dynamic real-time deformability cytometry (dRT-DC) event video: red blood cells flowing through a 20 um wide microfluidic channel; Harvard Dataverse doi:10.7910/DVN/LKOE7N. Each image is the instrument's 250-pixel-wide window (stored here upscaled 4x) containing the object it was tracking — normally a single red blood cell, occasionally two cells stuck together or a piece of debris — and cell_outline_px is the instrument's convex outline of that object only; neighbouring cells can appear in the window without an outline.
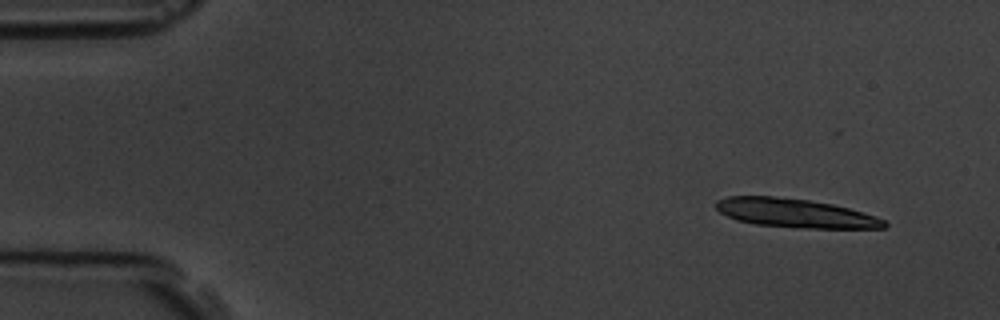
{"species": "common noctule bat (a hibernating species)", "species_latin": "Nyctalus noctula", "temperature_condition": "room temperature", "stored_images_in_passage": 10, "camera_frame_rate_fps": 3000, "um_per_image_px": 0.085, "animal": {"sex": "male", "body_mass_g": 19.5, "forearm_length_mm": 54.6}, "frame": {"image": 1, "passage_image": 1, "time_ms": 0.0, "image_size_px": [1000, 320], "cell_outline_px": [[888, 224], [884, 228], [796, 228], [756, 224], [736, 220], [720, 212], [716, 208], [716, 200], [728, 196], [776, 196], [808, 200], [832, 204], [848, 208], [876, 216], [884, 220]], "centroid_in_image_um": [67.58, 18.12], "position_along_channel_um": 17.4, "area_um2": 28.26}}
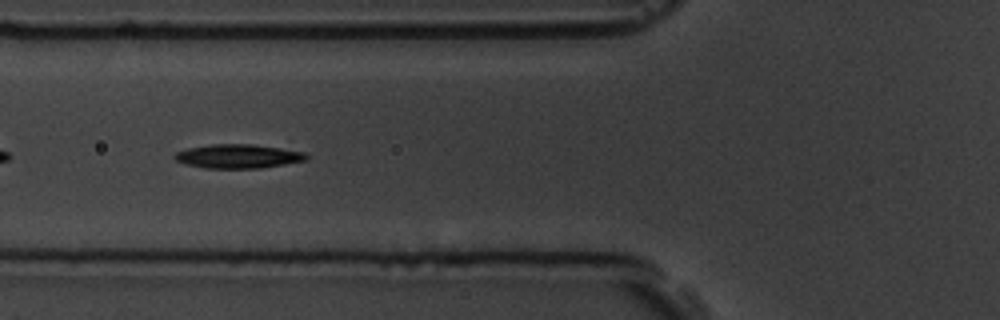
{"frame": {"image": 2, "passage_image": 6, "time_ms": 5.667, "image_size_px": [1000, 320], "cell_outline_px": [[308, 160], [260, 168], [204, 168], [184, 164], [176, 160], [172, 156], [176, 152], [188, 148], [212, 144], [252, 144], [280, 148], [304, 152], [308, 156]], "centroid_in_image_um": [20.22, 13.28], "position_along_channel_um": 105.6, "area_um2": 18.38}}
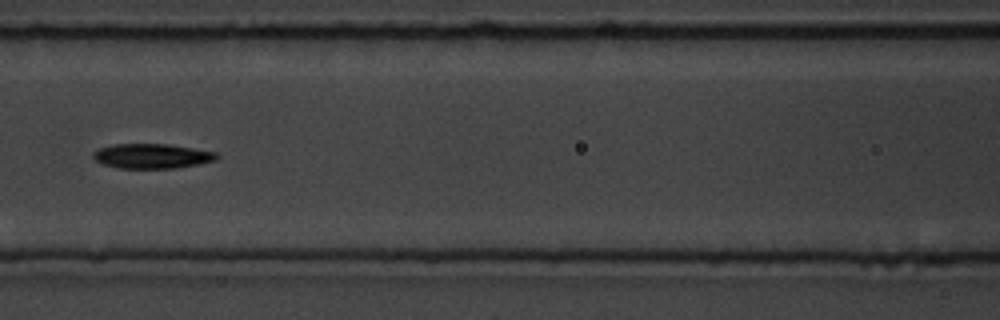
{"frame": {"image": 3, "passage_image": 7, "time_ms": 7.0, "image_size_px": [1000, 320], "cell_outline_px": [[220, 156], [216, 160], [176, 168], [116, 168], [104, 164], [96, 160], [92, 156], [92, 152], [100, 148], [112, 144], [168, 144], [216, 152]], "centroid_in_image_um": [12.9, 13.26], "position_along_channel_um": 153.7, "area_um2": 17.74}}